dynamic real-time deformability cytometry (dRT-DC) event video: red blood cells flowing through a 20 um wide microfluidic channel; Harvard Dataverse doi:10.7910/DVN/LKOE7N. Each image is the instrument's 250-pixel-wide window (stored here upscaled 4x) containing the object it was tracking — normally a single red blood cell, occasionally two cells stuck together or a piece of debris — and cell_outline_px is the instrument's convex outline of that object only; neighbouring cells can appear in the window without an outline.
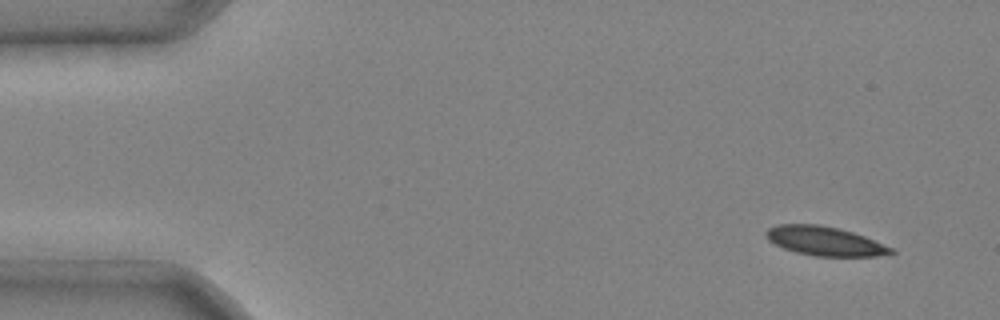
{"species": "common noctule bat (a hibernating species)", "species_latin": "Nyctalus noctula", "temperature_condition": "cold", "stored_images_in_passage": 7, "camera_frame_rate_fps": 3000, "um_per_image_px": 0.085, "animal": {"sex": "male", "body_mass_g": 20.4}, "frame": {"image": 1, "passage_image": 1, "time_ms": 0.0, "image_size_px": [1000, 320], "cell_outline_px": [[896, 252], [876, 256], [816, 256], [796, 252], [784, 248], [768, 240], [764, 232], [768, 228], [776, 224], [820, 224], [852, 232], [864, 236], [892, 248]], "centroid_in_image_um": [70.06, 20.48], "position_along_channel_um": 14.9, "area_um2": 20.98}}
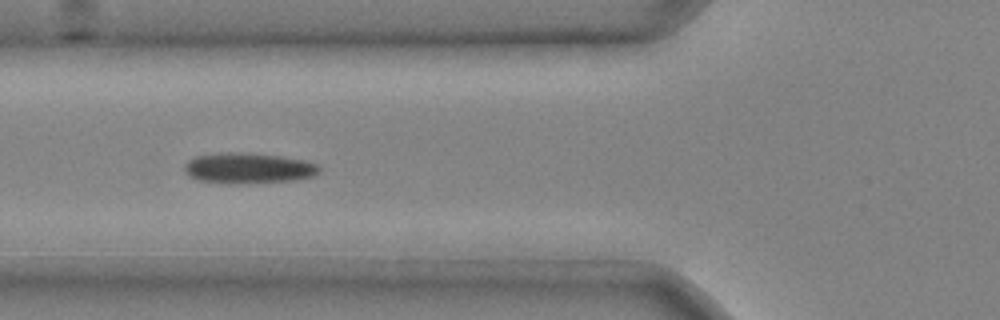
{"frame": {"image": 2, "passage_image": 5, "time_ms": 1.333, "image_size_px": [1000, 320], "cell_outline_px": [[320, 172], [312, 176], [296, 180], [232, 184], [200, 180], [188, 176], [184, 172], [184, 164], [188, 160], [196, 156], [220, 152], [240, 152], [280, 156], [304, 160], [320, 164]], "centroid_in_image_um": [21.1, 14.29], "position_along_channel_um": 104.7, "area_um2": 24.22}}
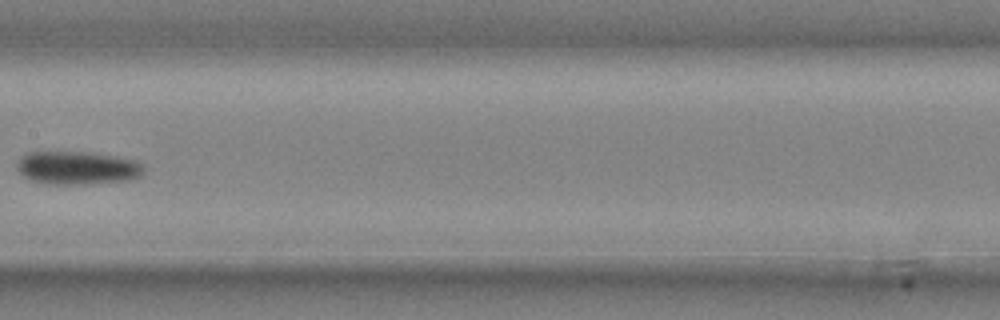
{"frame": {"image": 3, "passage_image": 7, "time_ms": 2.0, "image_size_px": [1000, 320], "cell_outline_px": [[144, 172], [140, 176], [128, 180], [88, 184], [48, 184], [32, 180], [24, 176], [16, 168], [16, 160], [20, 156], [28, 152], [80, 152], [112, 156], [136, 160], [144, 168]], "centroid_in_image_um": [6.53, 14.27], "position_along_channel_um": 200.9, "area_um2": 24.45}}